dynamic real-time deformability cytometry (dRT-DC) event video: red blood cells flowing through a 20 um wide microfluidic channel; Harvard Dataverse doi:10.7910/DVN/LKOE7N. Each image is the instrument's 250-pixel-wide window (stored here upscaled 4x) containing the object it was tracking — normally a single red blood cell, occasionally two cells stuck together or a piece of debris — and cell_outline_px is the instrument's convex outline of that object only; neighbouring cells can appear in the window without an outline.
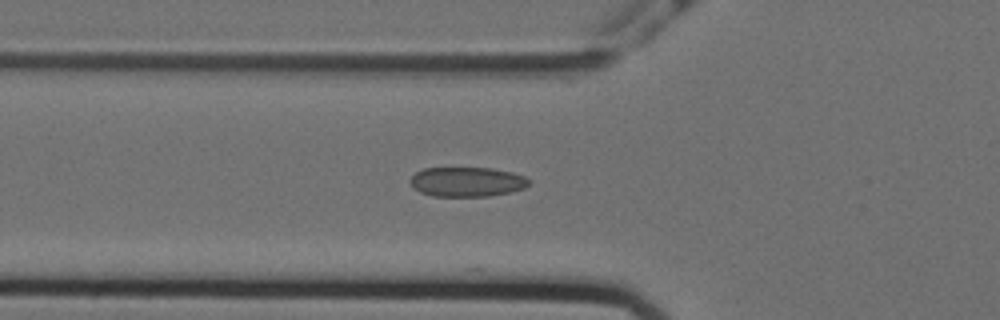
{"species": "Egyptian fruit bat (a non-hibernating species)", "species_latin": "Rousettus aegyptiacus", "temperature_condition": "cold", "stored_images_in_passage": 6, "camera_frame_rate_fps": 3000, "um_per_image_px": 0.085, "animal": {"sex": "female"}, "frame": {"image": 1, "passage_image": 2, "time_ms": 0.333, "image_size_px": [1000, 320], "cell_outline_px": [[532, 180], [524, 188], [512, 192], [488, 196], [432, 196], [420, 192], [412, 188], [408, 180], [416, 172], [424, 168], [492, 168], [512, 172], [524, 176]], "centroid_in_image_um": [39.68, 15.45], "position_along_channel_um": 86.1, "area_um2": 20.69}}
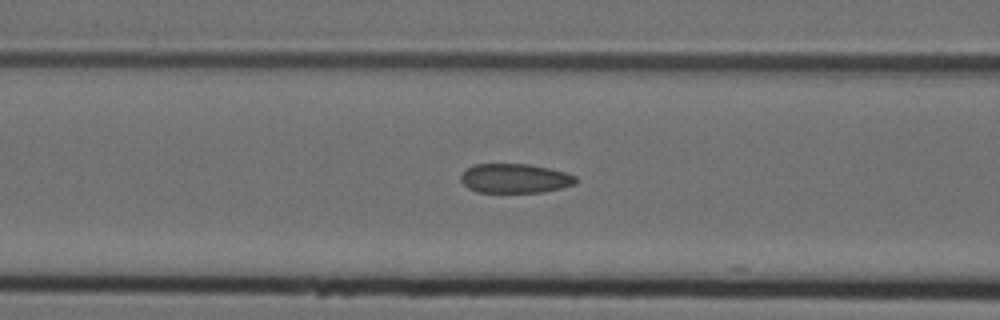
{"frame": {"image": 2, "passage_image": 5, "time_ms": 1.333, "image_size_px": [1000, 320], "cell_outline_px": [[576, 184], [544, 192], [476, 192], [468, 188], [460, 180], [460, 176], [472, 164], [528, 164], [548, 168], [564, 172], [576, 176]], "centroid_in_image_um": [43.75, 15.16], "position_along_channel_um": 122.8, "area_um2": 19.59}}